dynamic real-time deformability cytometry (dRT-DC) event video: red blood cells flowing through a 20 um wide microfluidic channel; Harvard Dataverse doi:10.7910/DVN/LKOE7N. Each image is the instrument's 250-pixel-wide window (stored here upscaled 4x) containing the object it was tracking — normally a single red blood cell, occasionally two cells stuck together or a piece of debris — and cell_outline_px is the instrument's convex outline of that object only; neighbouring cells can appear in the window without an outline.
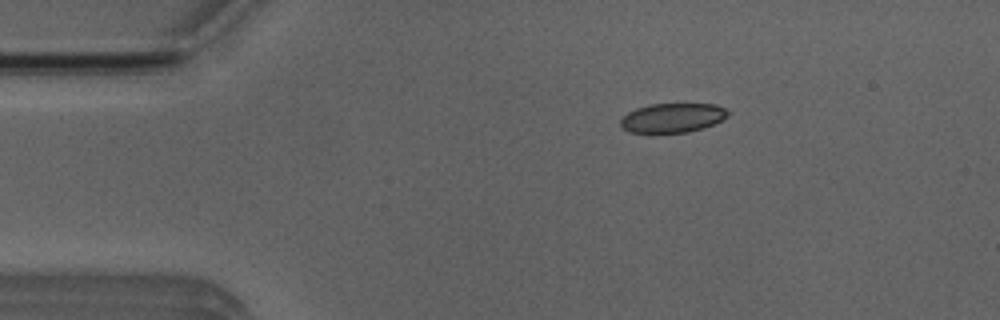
{"species": "Egyptian fruit bat (a non-hibernating species)", "species_latin": "Rousettus aegyptiacus", "temperature_condition": "room temperature", "stored_images_in_passage": 5, "camera_frame_rate_fps": 3000, "um_per_image_px": 0.085, "animal": {"sex": "male"}, "frame": {"image": 1, "passage_image": 5, "time_ms": 4.667, "image_size_px": [1000, 320], "cell_outline_px": [[732, 112], [728, 116], [704, 128], [688, 132], [628, 132], [620, 124], [620, 120], [628, 112], [636, 108], [648, 104], [716, 104]], "centroid_in_image_um": [57.18, 10.0], "position_along_channel_um": 27.8, "area_um2": 18.26}}